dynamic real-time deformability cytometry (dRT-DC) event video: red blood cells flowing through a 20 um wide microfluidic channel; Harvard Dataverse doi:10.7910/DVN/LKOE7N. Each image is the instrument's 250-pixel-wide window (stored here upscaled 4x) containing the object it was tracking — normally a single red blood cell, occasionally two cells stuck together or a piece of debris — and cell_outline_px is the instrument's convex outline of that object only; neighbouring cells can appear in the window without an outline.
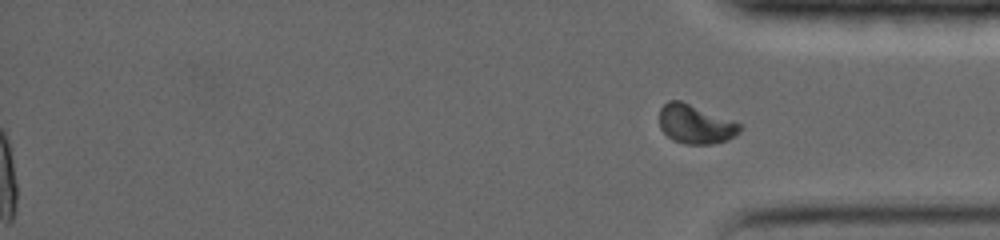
{"species": "common noctule bat (a hibernating species)", "species_latin": "Nyctalus noctula", "temperature_condition": "warm", "stored_images_in_passage": 41, "segment_of_instrument_passage": [2, 2], "camera_frame_rate_fps": 5000, "um_per_image_px": 0.085, "animal": {"sex": "female", "body_mass_g": 19.0, "forearm_length_mm": 56.7}, "frame": {"image": 1, "passage_image": 41, "time_ms": 18.2, "image_size_px": [1000, 240], "cell_outline_px": [[744, 128], [736, 136], [728, 140], [712, 144], [684, 144], [672, 140], [660, 128], [660, 108], [668, 100], [680, 100], [732, 120], [740, 124]], "centroid_in_image_um": [59.13, 10.57], "position_along_channel_um": 376.1, "area_um2": 18.38}}